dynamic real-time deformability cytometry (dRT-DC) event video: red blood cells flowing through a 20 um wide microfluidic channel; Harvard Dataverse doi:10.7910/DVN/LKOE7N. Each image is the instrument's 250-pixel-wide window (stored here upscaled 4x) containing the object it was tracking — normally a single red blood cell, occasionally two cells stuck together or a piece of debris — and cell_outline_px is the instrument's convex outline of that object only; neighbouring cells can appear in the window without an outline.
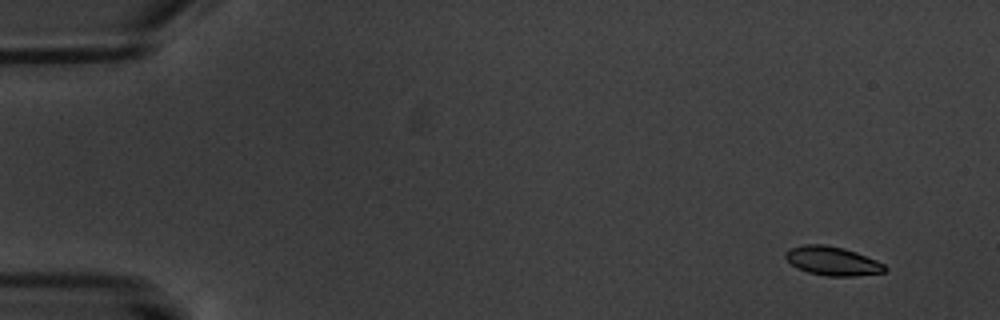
{"species": "common noctule bat (a hibernating species)", "species_latin": "Nyctalus noctula", "temperature_condition": "warm", "stored_images_in_passage": 5, "camera_frame_rate_fps": 3000, "um_per_image_px": 0.085, "animal": {"sex": "male", "body_mass_g": 20.1, "forearm_length_mm": 53.5}, "frame": {"image": 1, "passage_image": 2, "time_ms": 1.0, "image_size_px": [1000, 320], "cell_outline_px": [[888, 268], [884, 272], [856, 276], [828, 276], [808, 272], [792, 264], [784, 256], [784, 252], [792, 248], [804, 244], [824, 244], [844, 248], [856, 252], [876, 260], [884, 264]], "centroid_in_image_um": [70.78, 22.18], "position_along_channel_um": 14.2, "area_um2": 16.59}}